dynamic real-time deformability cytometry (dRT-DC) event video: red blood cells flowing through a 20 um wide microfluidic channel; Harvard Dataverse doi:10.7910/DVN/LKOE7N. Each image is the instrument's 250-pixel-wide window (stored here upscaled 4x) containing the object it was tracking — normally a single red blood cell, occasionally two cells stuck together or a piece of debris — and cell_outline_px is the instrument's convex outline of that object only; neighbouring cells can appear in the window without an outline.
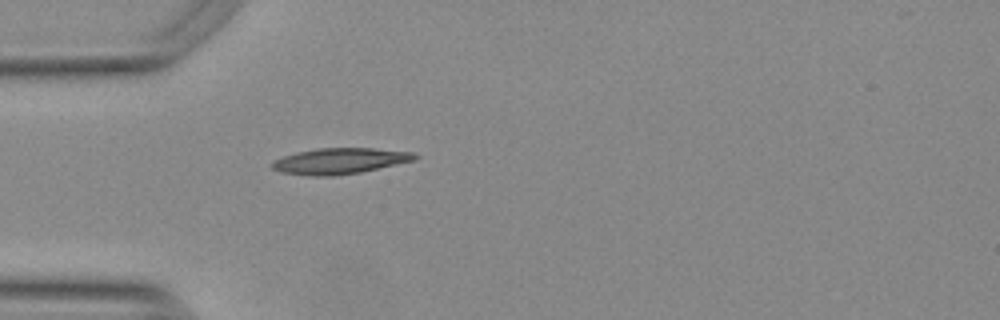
{"species": "Egyptian fruit bat (a non-hibernating species)", "species_latin": "Rousettus aegyptiacus", "temperature_condition": "warm", "stored_images_in_passage": 9, "camera_frame_rate_fps": 3000, "um_per_image_px": 0.085, "animal": {"sex": "female"}, "frame": {"image": 1, "passage_image": 1, "time_ms": 0.0, "image_size_px": [1000, 320], "cell_outline_px": [[420, 156], [416, 160], [360, 172], [332, 176], [312, 176], [280, 172], [272, 168], [272, 160], [296, 152], [316, 148], [372, 148], [416, 152]], "centroid_in_image_um": [28.91, 13.67], "position_along_channel_um": 56.1, "area_um2": 21.68}}
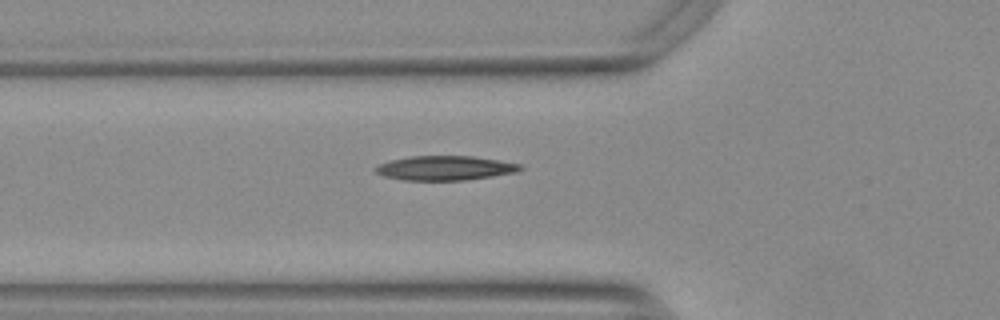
{"frame": {"image": 2, "passage_image": 4, "time_ms": 1.0, "image_size_px": [1000, 320], "cell_outline_px": [[524, 168], [516, 172], [492, 176], [464, 180], [404, 180], [384, 176], [376, 172], [372, 168], [388, 160], [408, 156], [472, 156], [520, 164]], "centroid_in_image_um": [37.78, 14.28], "position_along_channel_um": 88.0, "area_um2": 20.52}}
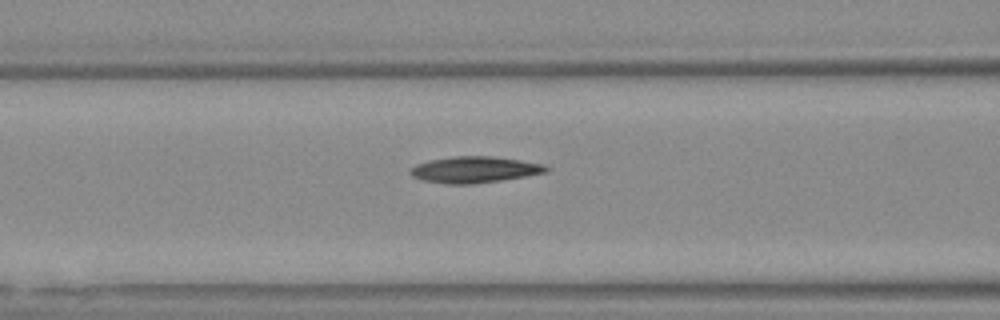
{"frame": {"image": 3, "passage_image": 7, "time_ms": 2.0, "image_size_px": [1000, 320], "cell_outline_px": [[548, 172], [500, 180], [472, 184], [444, 184], [424, 180], [412, 176], [408, 172], [416, 164], [428, 160], [452, 156], [496, 156], [544, 164], [548, 168]], "centroid_in_image_um": [40.31, 14.41], "position_along_channel_um": 126.3, "area_um2": 20.81}}